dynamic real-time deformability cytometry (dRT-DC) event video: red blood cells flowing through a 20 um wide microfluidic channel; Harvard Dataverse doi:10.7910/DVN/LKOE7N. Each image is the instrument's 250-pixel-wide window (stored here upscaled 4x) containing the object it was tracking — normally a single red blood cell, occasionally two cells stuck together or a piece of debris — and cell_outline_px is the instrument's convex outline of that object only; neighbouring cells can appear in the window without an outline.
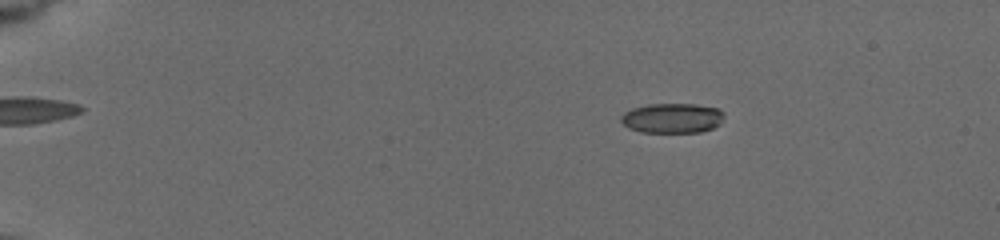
{"species": "common noctule bat (a hibernating species)", "species_latin": "Nyctalus noctula", "temperature_condition": "cold", "stored_images_in_passage": 28, "camera_frame_rate_fps": 3000, "um_per_image_px": 0.085, "animal": {"sex": "female", "body_mass_g": 19.5, "forearm_length_mm": 54.1}, "frame": {"image": 1, "passage_image": 9, "time_ms": 3.0, "image_size_px": [1000, 240], "cell_outline_px": [[724, 116], [720, 124], [712, 128], [700, 132], [640, 132], [628, 128], [620, 120], [620, 116], [624, 112], [632, 108], [648, 104], [696, 104], [720, 108], [724, 112]], "centroid_in_image_um": [57.15, 10.03], "position_along_channel_um": 27.9, "area_um2": 18.15}}
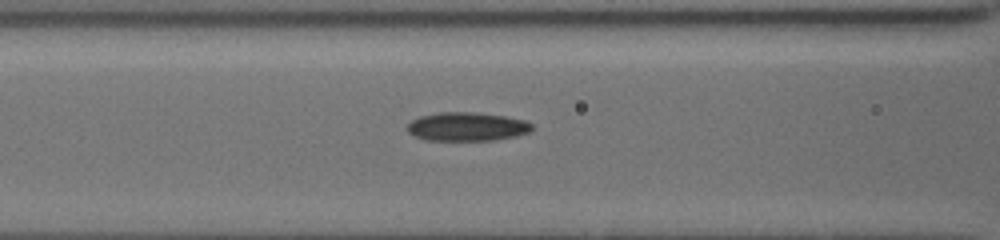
{"frame": {"image": 2, "passage_image": 22, "time_ms": 8.333, "image_size_px": [1000, 240], "cell_outline_px": [[532, 132], [516, 136], [492, 140], [424, 140], [408, 132], [404, 128], [412, 120], [420, 116], [440, 112], [476, 112], [504, 116], [524, 120], [532, 124]], "centroid_in_image_um": [39.68, 10.76], "position_along_channel_um": 126.9, "area_um2": 20.92}}
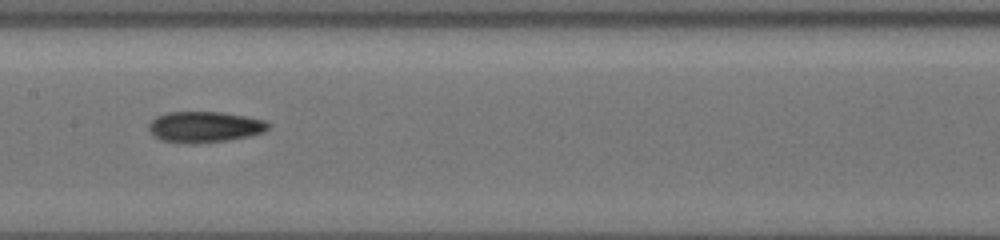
{"frame": {"image": 3, "passage_image": 27, "time_ms": 10.0, "image_size_px": [1000, 240], "cell_outline_px": [[272, 124], [264, 132], [252, 136], [228, 140], [192, 144], [184, 144], [160, 140], [152, 136], [148, 128], [148, 124], [156, 116], [168, 112], [220, 112], [244, 116], [264, 120]], "centroid_in_image_um": [17.37, 10.8], "position_along_channel_um": 190.0, "area_um2": 21.85}}